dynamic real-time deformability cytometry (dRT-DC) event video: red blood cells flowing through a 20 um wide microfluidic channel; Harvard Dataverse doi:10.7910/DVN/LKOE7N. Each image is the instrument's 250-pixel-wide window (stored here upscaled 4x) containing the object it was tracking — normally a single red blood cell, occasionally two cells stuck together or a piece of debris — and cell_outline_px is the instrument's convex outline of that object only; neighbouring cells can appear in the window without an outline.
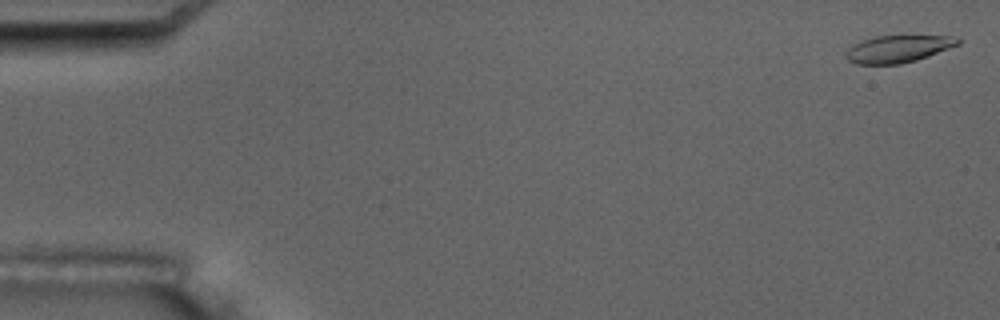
{"species": "common noctule bat (a hibernating species)", "species_latin": "Nyctalus noctula", "temperature_condition": "room temperature", "stored_images_in_passage": 7, "camera_frame_rate_fps": 3000, "um_per_image_px": 0.085, "animal": {"sex": "male", "body_mass_g": 17.5, "forearm_length_mm": 52.3}, "frame": {"image": 1, "passage_image": 1, "time_ms": 0.0, "image_size_px": [1000, 320], "cell_outline_px": [[960, 44], [928, 56], [916, 60], [900, 64], [856, 64], [848, 60], [844, 52], [848, 48], [860, 40], [876, 36], [948, 36], [960, 40]], "centroid_in_image_um": [76.28, 4.16], "position_along_channel_um": 8.7, "area_um2": 17.63}}